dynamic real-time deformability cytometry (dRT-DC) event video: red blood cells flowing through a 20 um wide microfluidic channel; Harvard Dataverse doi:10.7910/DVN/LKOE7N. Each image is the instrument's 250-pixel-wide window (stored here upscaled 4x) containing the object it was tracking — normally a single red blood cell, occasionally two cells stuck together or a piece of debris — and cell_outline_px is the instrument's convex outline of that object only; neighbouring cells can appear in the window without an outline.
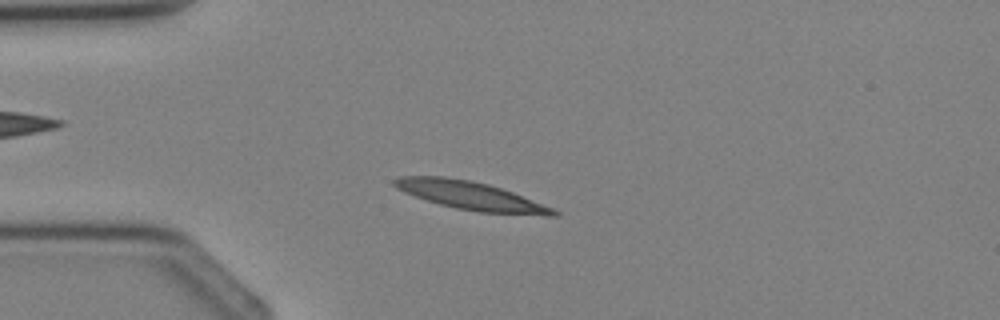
{"species": "Egyptian fruit bat (a non-hibernating species)", "species_latin": "Rousettus aegyptiacus", "temperature_condition": "cold", "stored_images_in_passage": 2, "camera_frame_rate_fps": 3000, "um_per_image_px": 0.085, "animal": {"sex": "female"}, "frame": {"image": 1, "passage_image": 2, "time_ms": 1.0, "image_size_px": [1000, 320], "cell_outline_px": [[560, 216], [544, 216], [480, 212], [456, 208], [440, 204], [404, 192], [396, 188], [392, 184], [392, 180], [400, 176], [444, 176], [468, 180], [488, 184], [512, 192], [556, 208], [560, 212]], "centroid_in_image_um": [40.09, 16.65], "position_along_channel_um": 44.9, "area_um2": 26.36}}